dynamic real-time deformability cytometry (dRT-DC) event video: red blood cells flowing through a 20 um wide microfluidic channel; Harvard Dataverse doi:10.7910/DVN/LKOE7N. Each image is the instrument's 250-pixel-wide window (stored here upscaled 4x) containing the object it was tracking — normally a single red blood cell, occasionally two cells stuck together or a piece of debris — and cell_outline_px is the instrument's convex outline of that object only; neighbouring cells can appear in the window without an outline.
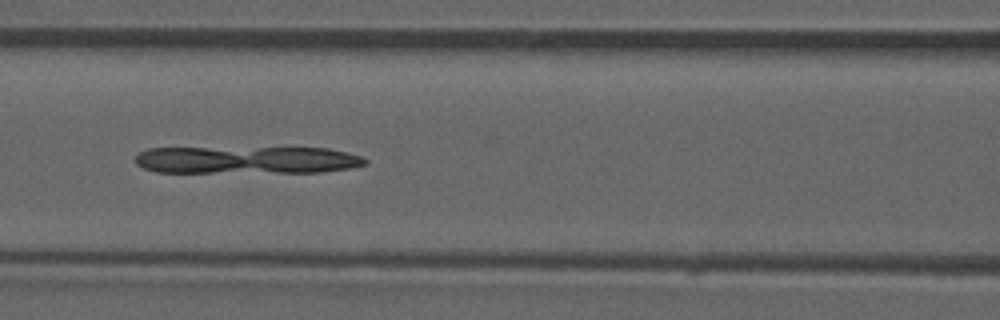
{"species": "common noctule bat (a hibernating species)", "species_latin": "Nyctalus noctula", "temperature_condition": "room temperature", "stored_images_in_passage": 51, "camera_frame_rate_fps": 3000, "um_per_image_px": 0.085, "animal": {"sex": "male", "forearm_length_mm": 52.5}, "frame": {"image": 1, "passage_image": 22, "time_ms": 7.0, "image_size_px": [1000, 320], "cell_outline_px": [[368, 164], [352, 168], [320, 172], [156, 172], [144, 168], [136, 164], [136, 156], [140, 152], [148, 148], [328, 148], [348, 152], [360, 156], [368, 160]], "centroid_in_image_um": [21.02, 13.6], "position_along_channel_um": 145.6, "area_um2": 36.88}}